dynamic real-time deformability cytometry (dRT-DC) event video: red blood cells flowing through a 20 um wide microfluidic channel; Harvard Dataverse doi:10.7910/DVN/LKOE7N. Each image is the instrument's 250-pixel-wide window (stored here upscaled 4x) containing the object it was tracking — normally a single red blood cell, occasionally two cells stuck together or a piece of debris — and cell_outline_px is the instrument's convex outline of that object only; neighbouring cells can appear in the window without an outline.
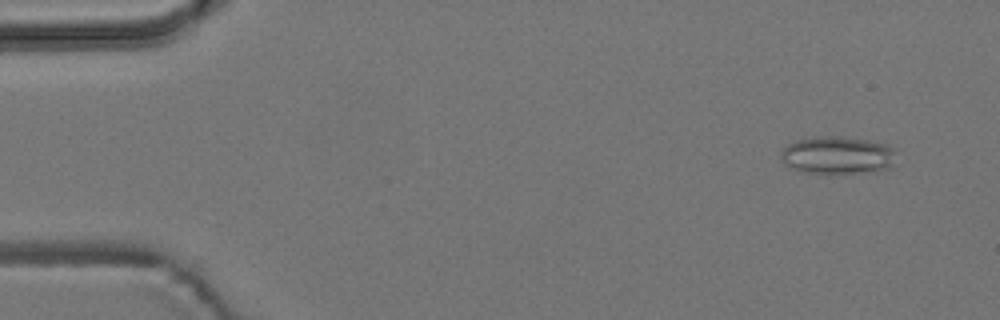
{"species": "common noctule bat (a hibernating species)", "species_latin": "Nyctalus noctula", "temperature_condition": "room temperature", "stored_images_in_passage": 54, "camera_frame_rate_fps": 3000, "um_per_image_px": 0.085, "animal": {"sex": "male", "body_mass_g": 19.2, "forearm_length_mm": 51.8}, "frame": {"image": 1, "passage_image": 4, "time_ms": 1.0, "image_size_px": [1000, 320], "cell_outline_px": [[896, 148], [892, 168], [876, 172], [800, 172], [788, 168], [784, 164], [780, 156], [780, 152], [788, 144], [796, 140], [812, 136], [840, 136], [868, 140], [884, 144]], "centroid_in_image_um": [71.18, 13.18], "position_along_channel_um": 13.8, "area_um2": 25.61}}
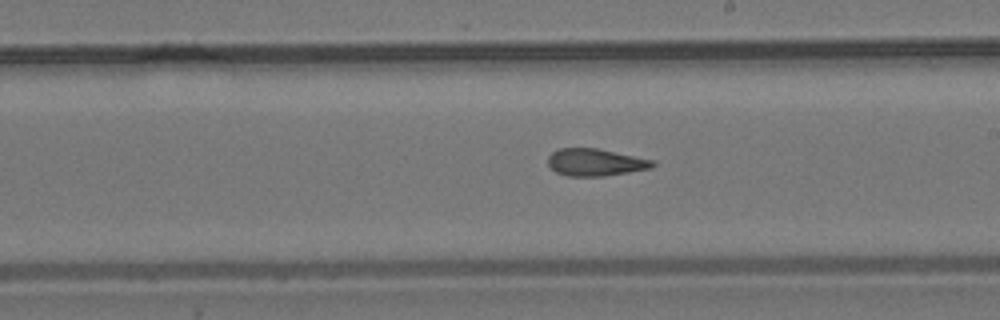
{"frame": {"image": 2, "passage_image": 31, "time_ms": 10.0, "image_size_px": [1000, 320], "cell_outline_px": [[656, 164], [652, 168], [604, 176], [568, 176], [556, 172], [548, 164], [548, 156], [552, 152], [560, 148], [596, 148], [652, 160]], "centroid_in_image_um": [50.58, 13.8], "position_along_channel_um": 238.4, "area_um2": 16.42}}
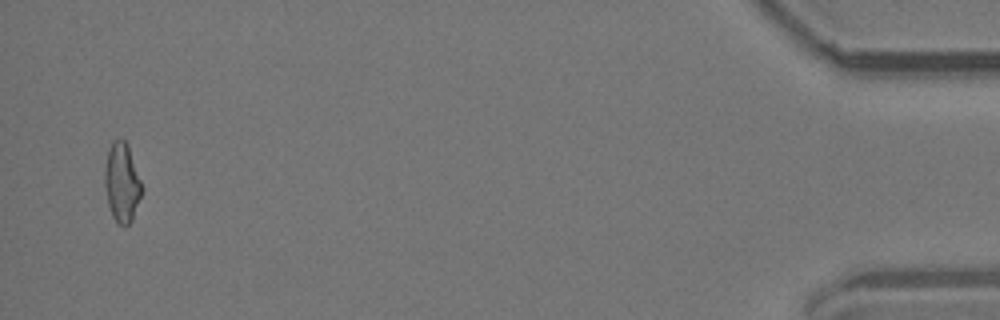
{"frame": {"image": 3, "passage_image": 53, "time_ms": 17.333, "image_size_px": [1000, 320], "cell_outline_px": [[144, 192], [132, 220], [124, 228], [116, 224], [112, 216], [108, 204], [104, 184], [104, 168], [108, 148], [112, 140], [120, 136], [128, 144]], "centroid_in_image_um": [10.36, 15.52], "position_along_channel_um": 424.8, "area_um2": 17.69}, "authors_computed_cell_mechanics": {"area_um2": 17.34, "velocity_mm_per_s": 3.7746, "shape_relaxation_time_tau1_ms": null, "shape_relaxation_time_tau2_ms": 2.4289, "deformation_change_tau1": null, "deformation_change_tau2": 0.1156}}